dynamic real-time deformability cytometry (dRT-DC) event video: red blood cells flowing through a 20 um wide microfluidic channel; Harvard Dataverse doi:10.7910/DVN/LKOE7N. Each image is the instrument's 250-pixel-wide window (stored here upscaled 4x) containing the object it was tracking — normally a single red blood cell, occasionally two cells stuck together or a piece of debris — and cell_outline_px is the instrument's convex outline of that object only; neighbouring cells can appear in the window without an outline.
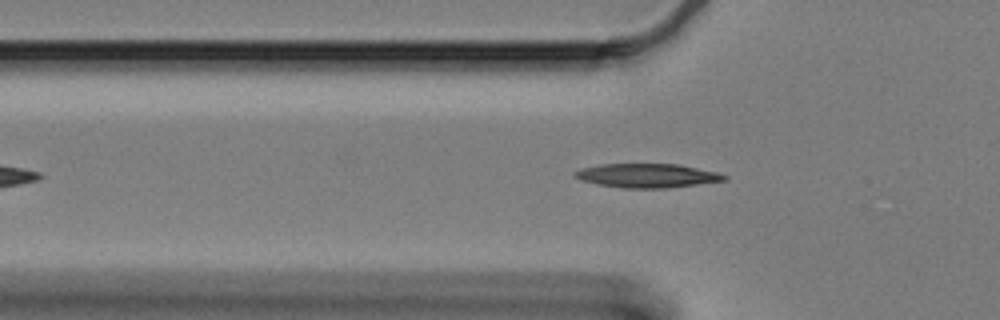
{"species": "Egyptian fruit bat (a non-hibernating species)", "species_latin": "Rousettus aegyptiacus", "temperature_condition": "cold", "stored_images_in_passage": 54, "camera_frame_rate_fps": 3000, "um_per_image_px": 0.085, "animal": {"sex": "female"}, "frame": {"image": 1, "passage_image": 12, "time_ms": 3.667, "image_size_px": [1000, 320], "cell_outline_px": [[728, 180], [664, 188], [624, 188], [596, 184], [580, 180], [572, 172], [580, 168], [600, 164], [680, 164], [716, 172], [728, 176]], "centroid_in_image_um": [54.98, 14.92], "position_along_channel_um": 70.8, "area_um2": 20.87}}
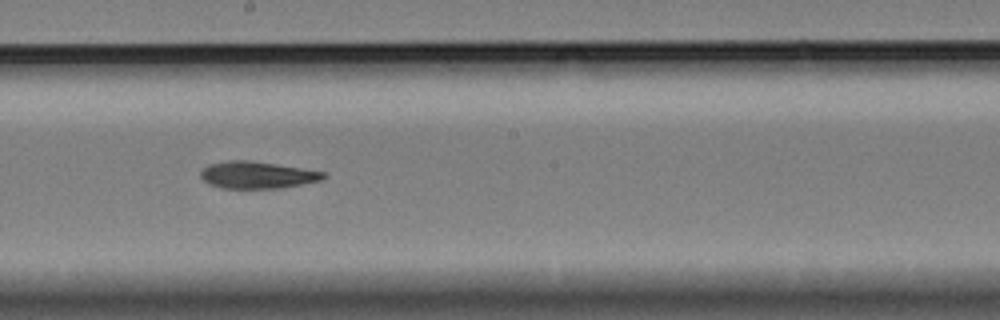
{"frame": {"image": 2, "passage_image": 26, "time_ms": 8.333, "image_size_px": [1000, 320], "cell_outline_px": [[328, 176], [324, 180], [280, 188], [220, 188], [208, 184], [200, 176], [200, 172], [208, 164], [228, 160], [248, 160], [276, 164], [324, 172]], "centroid_in_image_um": [21.85, 14.87], "position_along_channel_um": 226.3, "area_um2": 19.36}}
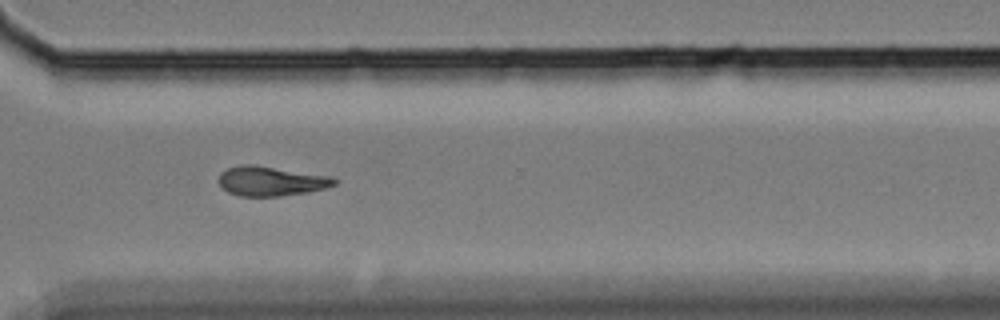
{"frame": {"image": 3, "passage_image": 37, "time_ms": 12.0, "image_size_px": [1000, 320], "cell_outline_px": [[336, 184], [324, 188], [304, 192], [280, 196], [240, 196], [228, 192], [220, 184], [220, 172], [228, 168], [240, 164], [252, 164], [332, 176], [336, 180]], "centroid_in_image_um": [23.02, 15.38], "position_along_channel_um": 347.6, "area_um2": 19.71}, "authors_computed_cell_mechanics": {"area_um2": 19.3919, "velocity_mm_per_s": 3.3175, "shape_relaxation_time_tau1_ms": 6.4043, "shape_relaxation_time_tau2_ms": 8.5762, "deformation_change_tau1": 0.1409, "deformation_change_tau2": 0.1628}}